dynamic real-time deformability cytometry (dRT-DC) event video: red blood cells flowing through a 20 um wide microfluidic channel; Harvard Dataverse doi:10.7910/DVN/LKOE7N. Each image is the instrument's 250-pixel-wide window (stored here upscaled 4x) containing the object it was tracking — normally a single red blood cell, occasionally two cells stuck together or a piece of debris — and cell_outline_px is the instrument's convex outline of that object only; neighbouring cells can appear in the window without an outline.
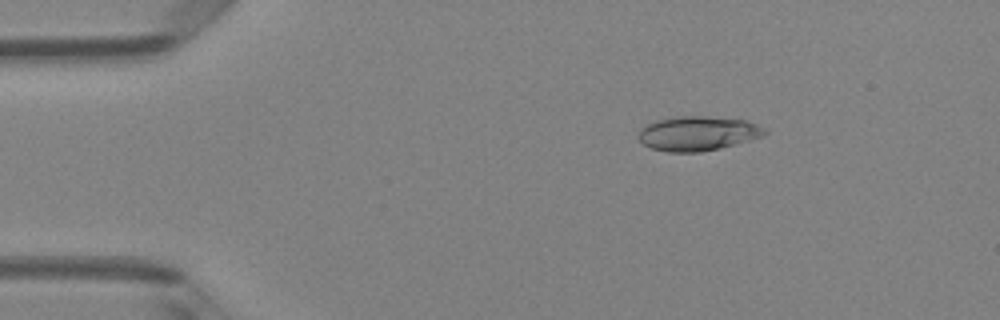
{"species": "Egyptian fruit bat (a non-hibernating species)", "species_latin": "Rousettus aegyptiacus", "temperature_condition": "room temperature", "stored_images_in_passage": 49, "camera_frame_rate_fps": 3000, "um_per_image_px": 0.085, "animal": {"sex": "female"}, "frame": {"image": 1, "passage_image": 8, "time_ms": 2.333, "image_size_px": [1000, 320], "cell_outline_px": [[768, 132], [764, 136], [700, 152], [668, 152], [652, 148], [644, 144], [636, 136], [640, 128], [656, 120], [676, 116], [708, 116], [744, 120], [756, 124], [764, 128]], "centroid_in_image_um": [59.27, 11.33], "position_along_channel_um": 25.7, "area_um2": 25.14}}
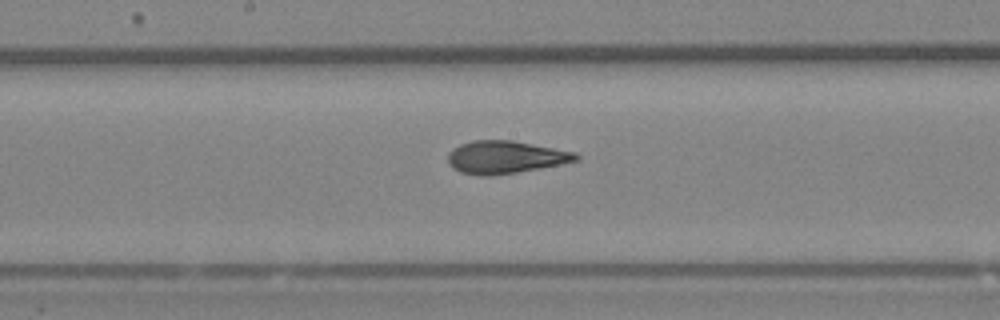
{"frame": {"image": 2, "passage_image": 26, "time_ms": 8.333, "image_size_px": [1000, 320], "cell_outline_px": [[580, 160], [560, 164], [516, 172], [492, 176], [480, 176], [460, 172], [452, 168], [448, 164], [448, 152], [452, 148], [460, 144], [472, 140], [512, 140], [576, 152], [580, 156]], "centroid_in_image_um": [42.92, 13.36], "position_along_channel_um": 205.3, "area_um2": 24.51}}
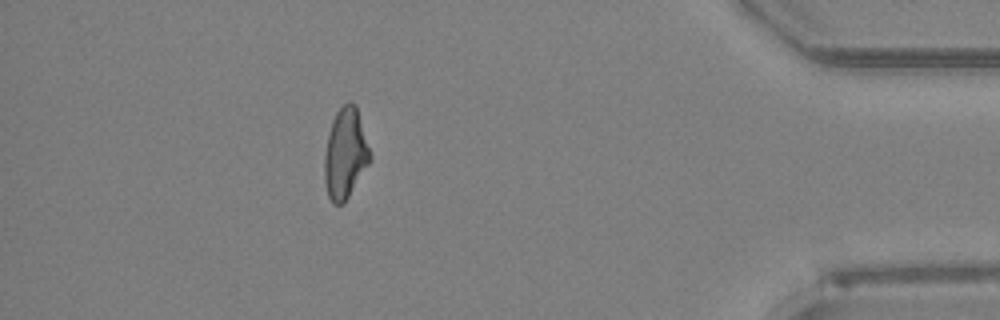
{"frame": {"image": 3, "passage_image": 44, "time_ms": 14.333, "image_size_px": [1000, 320], "cell_outline_px": [[372, 160], [344, 204], [332, 204], [328, 196], [324, 184], [324, 156], [328, 132], [332, 120], [336, 112], [348, 100], [356, 104], [372, 156]], "centroid_in_image_um": [29.35, 13.07], "position_along_channel_um": 405.8, "area_um2": 24.51}, "authors_computed_cell_mechanics": {"area_um2": 24.5072, "velocity_mm_per_s": 4.1358, "shape_relaxation_time_tau1_ms": 5.3763, "shape_relaxation_time_tau2_ms": 1.4983, "deformation_change_tau1": 0.1889, "deformation_change_tau2": 0.0845}}